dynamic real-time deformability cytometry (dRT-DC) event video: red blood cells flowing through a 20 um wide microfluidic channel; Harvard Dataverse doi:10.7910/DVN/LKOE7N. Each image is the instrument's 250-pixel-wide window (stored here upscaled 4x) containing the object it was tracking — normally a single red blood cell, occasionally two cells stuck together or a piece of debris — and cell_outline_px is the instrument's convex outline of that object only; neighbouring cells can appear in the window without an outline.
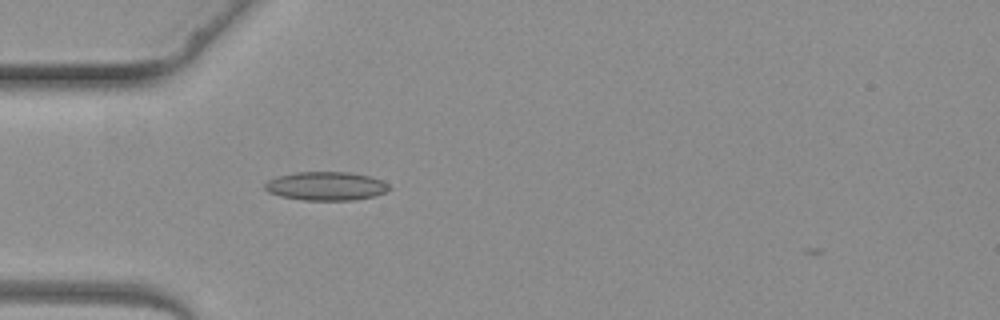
{"species": "common noctule bat (a hibernating species)", "species_latin": "Nyctalus noctula", "temperature_condition": "warm", "stored_images_in_passage": 1, "camera_frame_rate_fps": 3000, "um_per_image_px": 0.085, "animal": {"sex": "female", "body_mass_g": 19.3, "forearm_length_mm": 54.1}, "frame": {"image": 1, "passage_image": 1, "time_ms": 0.0, "image_size_px": [1000, 320], "cell_outline_px": [[392, 188], [384, 192], [372, 196], [356, 200], [304, 200], [280, 196], [268, 192], [264, 188], [264, 184], [268, 180], [280, 176], [296, 172], [348, 172], [368, 176], [380, 180], [388, 184]], "centroid_in_image_um": [27.69, 15.82], "position_along_channel_um": 57.3, "area_um2": 20.58}}